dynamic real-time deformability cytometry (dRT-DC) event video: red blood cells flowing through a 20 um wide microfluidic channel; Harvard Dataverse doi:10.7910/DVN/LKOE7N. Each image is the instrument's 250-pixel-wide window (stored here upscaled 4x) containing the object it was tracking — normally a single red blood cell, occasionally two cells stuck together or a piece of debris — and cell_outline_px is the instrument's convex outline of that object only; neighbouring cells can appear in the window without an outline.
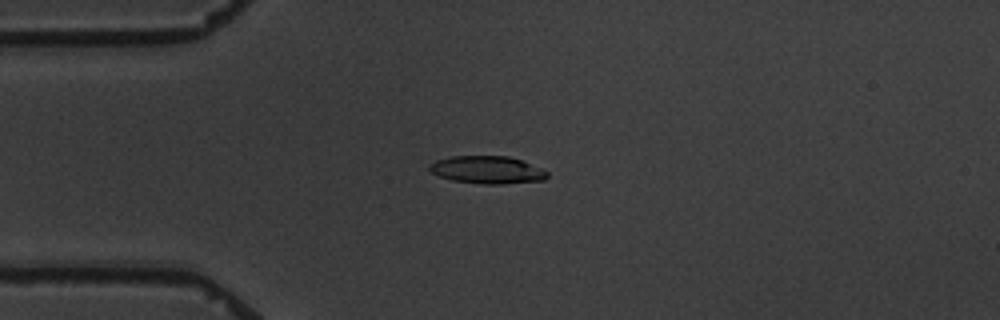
{"species": "common noctule bat (a hibernating species)", "species_latin": "Nyctalus noctula", "temperature_condition": "warm", "stored_images_in_passage": 9, "camera_frame_rate_fps": 3000, "um_per_image_px": 0.085, "animal": {"sex": "male", "body_mass_g": 19.5, "forearm_length_mm": 54.6}, "frame": {"image": 1, "passage_image": 2, "time_ms": 1.0, "image_size_px": [1000, 320], "cell_outline_px": [[548, 176], [544, 180], [504, 184], [484, 184], [452, 180], [440, 176], [432, 172], [428, 168], [428, 164], [436, 160], [452, 156], [508, 156], [520, 160], [540, 168], [548, 172]], "centroid_in_image_um": [41.4, 14.44], "position_along_channel_um": 43.6, "area_um2": 18.84}}
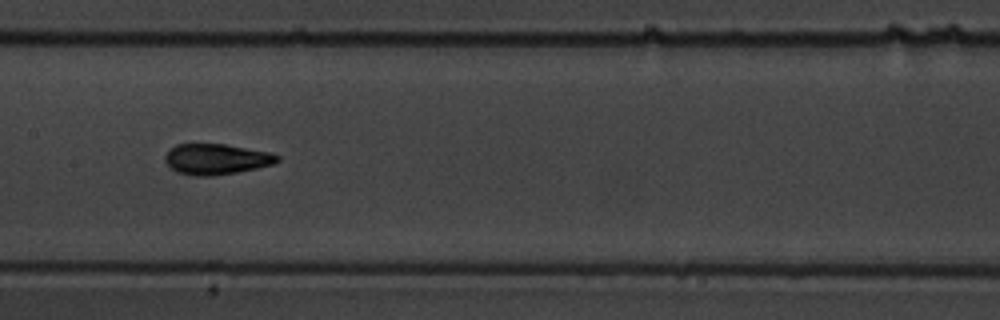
{"frame": {"image": 2, "passage_image": 6, "time_ms": 5.667, "image_size_px": [1000, 320], "cell_outline_px": [[280, 160], [272, 164], [256, 168], [236, 172], [212, 176], [192, 176], [176, 172], [164, 160], [164, 156], [176, 144], [224, 144], [268, 152], [280, 156]], "centroid_in_image_um": [18.36, 13.53], "position_along_channel_um": 189.0, "area_um2": 19.88}}
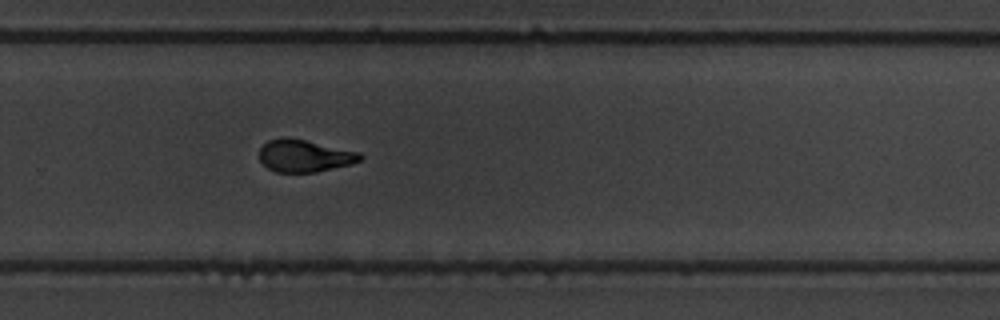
{"frame": {"image": 3, "passage_image": 9, "time_ms": 9.0, "image_size_px": [1000, 320], "cell_outline_px": [[364, 156], [360, 160], [352, 164], [316, 172], [276, 172], [268, 168], [260, 160], [260, 148], [268, 140], [284, 136], [304, 140], [360, 152]], "centroid_in_image_um": [25.88, 13.24], "position_along_channel_um": 303.9, "area_um2": 18.9}}